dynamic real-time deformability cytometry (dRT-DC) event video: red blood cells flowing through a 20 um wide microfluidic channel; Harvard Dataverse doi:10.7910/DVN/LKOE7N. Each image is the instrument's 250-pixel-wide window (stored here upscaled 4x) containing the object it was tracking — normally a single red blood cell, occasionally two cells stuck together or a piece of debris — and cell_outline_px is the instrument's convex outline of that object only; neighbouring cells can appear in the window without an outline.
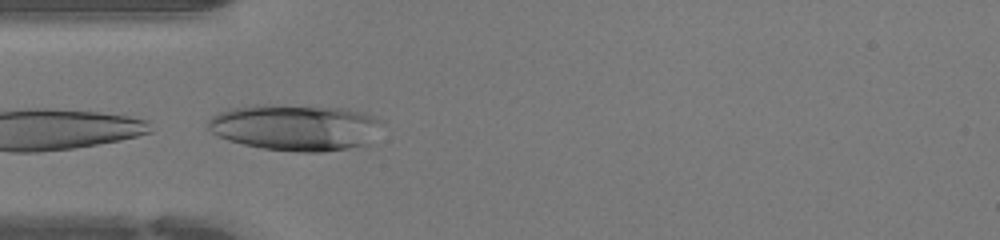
{"species": "human", "species_latin": "Homo sapiens", "temperature_condition": "warm", "stored_images_in_passage": 33, "camera_frame_rate_fps": 3000, "um_per_image_px": 0.085, "donor": {"sex": "female"}, "frame": {"image": 1, "passage_image": 13, "time_ms": 4.0, "image_size_px": [1000, 240], "cell_outline_px": [[384, 124], [368, 144], [348, 148], [320, 152], [296, 152], [264, 148], [244, 144], [228, 140], [216, 136], [208, 128], [208, 120], [212, 116], [228, 108], [256, 104], [268, 104], [344, 108], [364, 112], [384, 120]], "centroid_in_image_um": [25.12, 10.82], "position_along_channel_um": 59.9, "area_um2": 47.4}}